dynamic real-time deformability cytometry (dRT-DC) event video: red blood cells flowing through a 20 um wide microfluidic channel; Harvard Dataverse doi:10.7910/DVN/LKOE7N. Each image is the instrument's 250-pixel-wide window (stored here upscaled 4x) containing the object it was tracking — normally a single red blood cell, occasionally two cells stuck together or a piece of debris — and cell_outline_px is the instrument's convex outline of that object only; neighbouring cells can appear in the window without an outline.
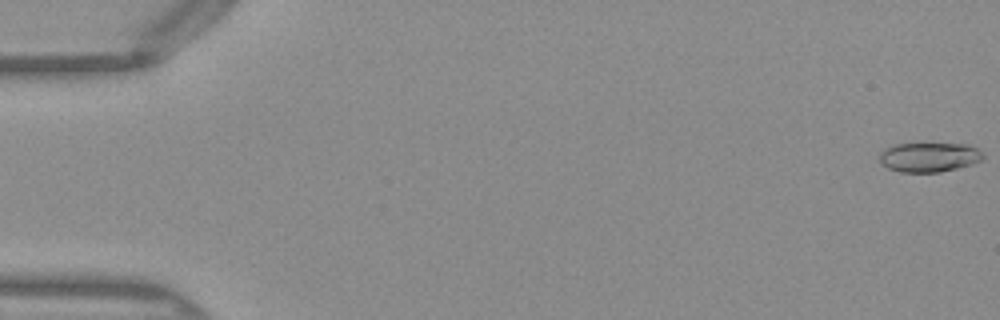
{"species": "Egyptian fruit bat (a non-hibernating species)", "species_latin": "Rousettus aegyptiacus", "temperature_condition": "warm", "stored_images_in_passage": 51, "camera_frame_rate_fps": 3000, "um_per_image_px": 0.085, "frame": {"image": 1, "passage_image": 1, "time_ms": 0.0, "image_size_px": [1000, 320], "cell_outline_px": [[984, 156], [980, 160], [972, 164], [940, 172], [900, 172], [888, 168], [880, 164], [880, 152], [884, 148], [892, 144], [968, 144], [976, 148]], "centroid_in_image_um": [78.92, 13.36], "position_along_channel_um": 6.1, "area_um2": 17.74}}
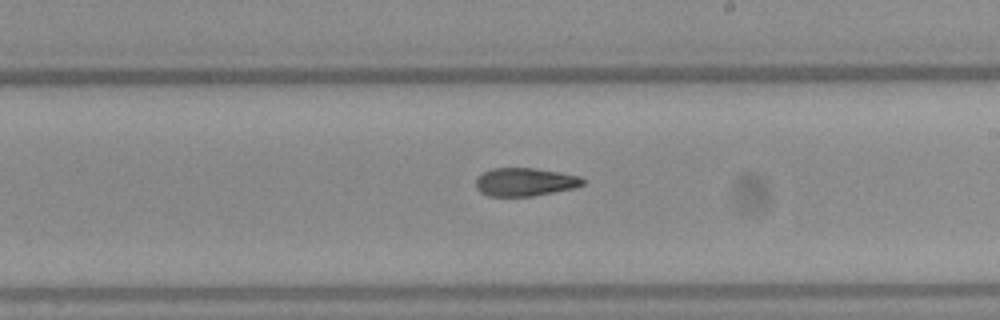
{"frame": {"image": 2, "passage_image": 30, "time_ms": 9.667, "image_size_px": [1000, 320], "cell_outline_px": [[584, 184], [576, 188], [532, 196], [488, 196], [480, 192], [476, 188], [476, 180], [484, 172], [492, 168], [536, 168], [560, 172], [580, 176], [584, 180]], "centroid_in_image_um": [44.64, 15.47], "position_along_channel_um": 244.4, "area_um2": 17.63}}
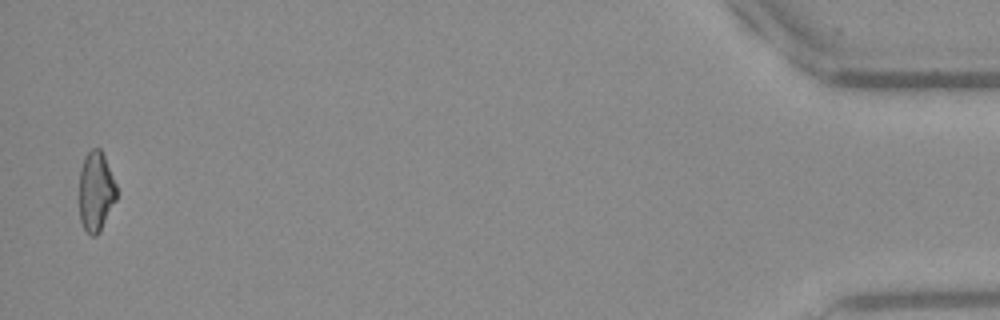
{"frame": {"image": 3, "passage_image": 50, "time_ms": 16.333, "image_size_px": [1000, 320], "cell_outline_px": [[116, 200], [100, 232], [96, 236], [88, 236], [80, 220], [80, 168], [84, 156], [92, 148], [100, 148], [104, 156], [116, 184]], "centroid_in_image_um": [8.15, 16.3], "position_along_channel_um": 427.1, "area_um2": 17.4}, "authors_computed_cell_mechanics": {"area_um2": 17.9758, "velocity_mm_per_s": 4.072, "shape_relaxation_time_tau1_ms": 11.0528, "shape_relaxation_time_tau2_ms": 3.861, "deformation_change_tau1": 0.2671, "deformation_change_tau2": 0.1349}}